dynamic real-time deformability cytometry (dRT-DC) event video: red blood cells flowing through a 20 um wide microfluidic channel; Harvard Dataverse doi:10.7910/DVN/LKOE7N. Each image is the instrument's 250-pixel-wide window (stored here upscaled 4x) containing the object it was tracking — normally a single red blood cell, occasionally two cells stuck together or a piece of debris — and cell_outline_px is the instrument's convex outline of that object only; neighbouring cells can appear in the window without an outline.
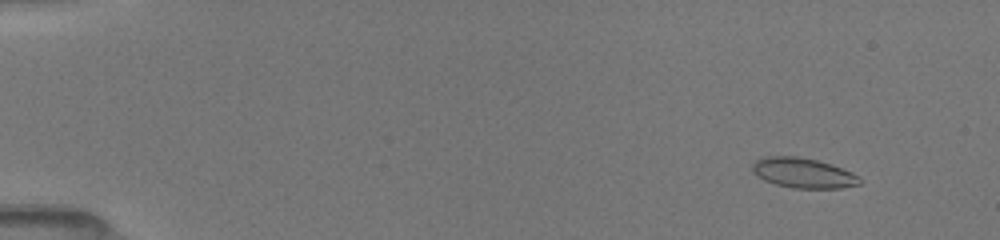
{"species": "common noctule bat (a hibernating species)", "species_latin": "Nyctalus noctula", "temperature_condition": "room temperature", "stored_images_in_passage": 51, "camera_frame_rate_fps": 3000, "um_per_image_px": 0.085, "animal": {"sex": "female", "body_mass_g": 19.5, "forearm_length_mm": 54.1}, "frame": {"image": 1, "passage_image": 5, "time_ms": 1.333, "image_size_px": [1000, 240], "cell_outline_px": [[860, 184], [840, 188], [792, 188], [776, 184], [764, 180], [756, 176], [752, 172], [752, 164], [756, 160], [764, 156], [796, 156], [816, 160], [832, 164], [852, 172], [860, 176]], "centroid_in_image_um": [68.25, 14.7], "position_along_channel_um": 16.7, "area_um2": 18.9}}
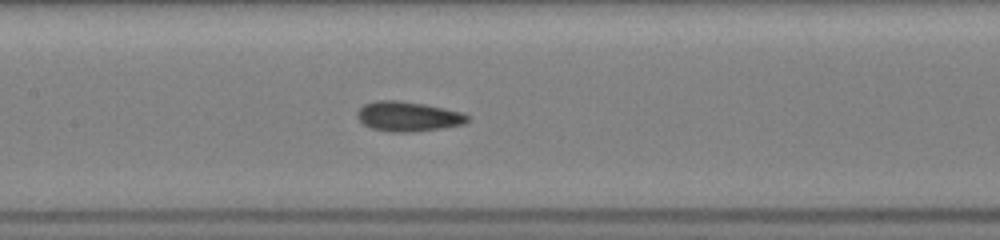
{"frame": {"image": 2, "passage_image": 26, "time_ms": 8.333, "image_size_px": [1000, 240], "cell_outline_px": [[468, 120], [464, 124], [444, 128], [412, 132], [388, 132], [372, 128], [364, 124], [356, 116], [356, 112], [364, 104], [376, 100], [396, 100], [424, 104], [444, 108], [460, 112], [468, 116]], "centroid_in_image_um": [34.66, 9.9], "position_along_channel_um": 172.7, "area_um2": 19.13}}
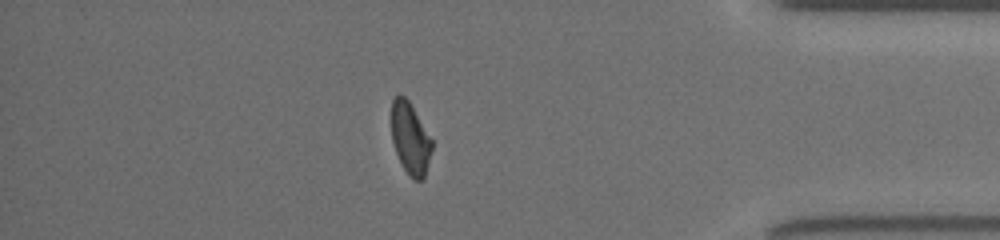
{"frame": {"image": 3, "passage_image": 45, "time_ms": 14.667, "image_size_px": [1000, 240], "cell_outline_px": [[432, 148], [424, 180], [412, 180], [408, 176], [396, 152], [392, 140], [392, 100], [396, 96], [404, 96], [408, 100], [432, 140]], "centroid_in_image_um": [34.88, 11.82], "position_along_channel_um": 400.3, "area_um2": 16.65}, "authors_computed_cell_mechanics": {"area_um2": 18.3226, "velocity_mm_per_s": 4.0502, "shape_relaxation_time_tau1_ms": null, "shape_relaxation_time_tau2_ms": 2.2941, "deformation_change_tau1": null, "deformation_change_tau2": 0.0599}}